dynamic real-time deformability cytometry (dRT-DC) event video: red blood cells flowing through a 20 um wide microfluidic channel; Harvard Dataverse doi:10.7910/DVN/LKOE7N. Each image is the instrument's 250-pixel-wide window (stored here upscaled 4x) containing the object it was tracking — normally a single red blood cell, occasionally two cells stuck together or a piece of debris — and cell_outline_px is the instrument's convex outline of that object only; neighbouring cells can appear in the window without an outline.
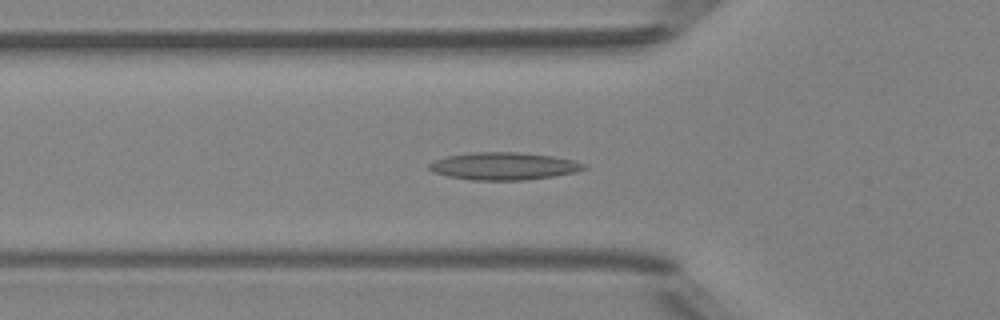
{"species": "Egyptian fruit bat (a non-hibernating species)", "species_latin": "Rousettus aegyptiacus", "temperature_condition": "room temperature", "stored_images_in_passage": 42, "camera_frame_rate_fps": 3000, "um_per_image_px": 0.085, "animal": {"sex": "female"}, "frame": {"image": 1, "passage_image": 10, "time_ms": 3.0, "image_size_px": [1000, 320], "cell_outline_px": [[588, 168], [576, 172], [556, 176], [524, 180], [472, 180], [448, 176], [432, 172], [428, 168], [428, 164], [436, 160], [448, 156], [472, 152], [520, 152], [552, 156], [572, 160], [584, 164]], "centroid_in_image_um": [42.82, 14.12], "position_along_channel_um": 83.0, "area_um2": 24.8}}
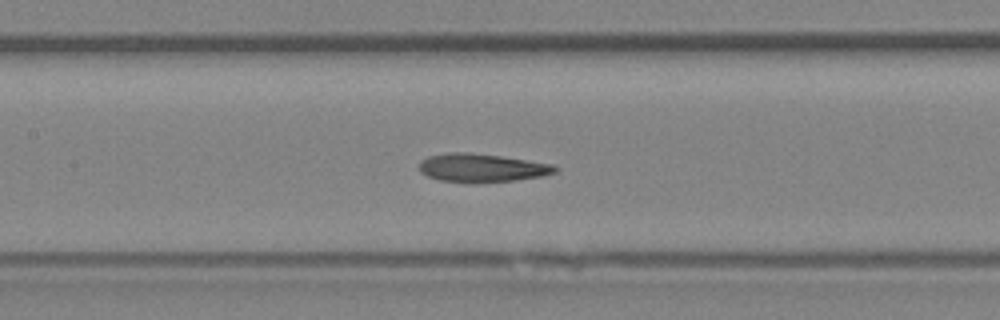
{"frame": {"image": 2, "passage_image": 16, "time_ms": 5.0, "image_size_px": [1000, 320], "cell_outline_px": [[560, 168], [556, 172], [544, 176], [512, 180], [468, 184], [440, 180], [428, 176], [420, 172], [420, 160], [428, 156], [448, 152], [468, 152], [500, 156], [552, 164]], "centroid_in_image_um": [40.93, 14.27], "position_along_channel_um": 166.5, "area_um2": 22.66}}
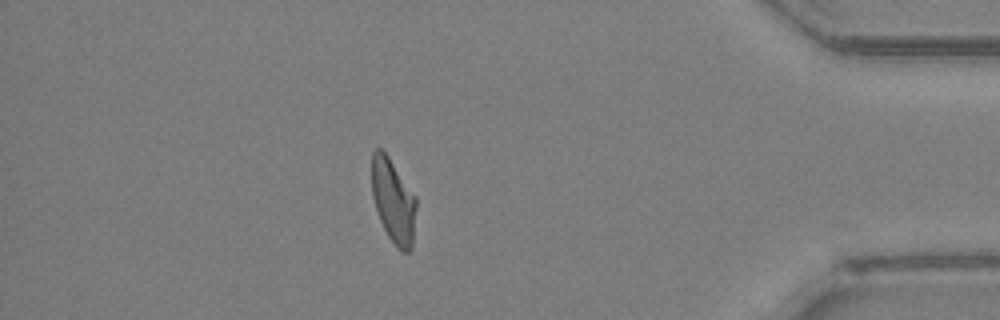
{"frame": {"image": 3, "passage_image": 36, "time_ms": 11.667, "image_size_px": [1000, 320], "cell_outline_px": [[416, 208], [412, 248], [408, 252], [400, 252], [396, 248], [388, 236], [380, 220], [372, 196], [372, 152], [376, 148], [380, 148], [388, 156], [416, 196]], "centroid_in_image_um": [33.44, 17.11], "position_along_channel_um": 401.8, "area_um2": 21.79}, "authors_computed_cell_mechanics": {"area_um2": 22.6287, "velocity_mm_per_s": 4.1793, "shape_relaxation_time_tau1_ms": null, "shape_relaxation_time_tau2_ms": 2.208, "deformation_change_tau1": null, "deformation_change_tau2": 0.1031}}